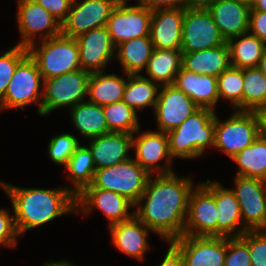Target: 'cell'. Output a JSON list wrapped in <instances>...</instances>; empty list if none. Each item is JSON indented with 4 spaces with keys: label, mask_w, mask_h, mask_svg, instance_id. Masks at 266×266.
Masks as SVG:
<instances>
[{
    "label": "cell",
    "mask_w": 266,
    "mask_h": 266,
    "mask_svg": "<svg viewBox=\"0 0 266 266\" xmlns=\"http://www.w3.org/2000/svg\"><path fill=\"white\" fill-rule=\"evenodd\" d=\"M251 10L266 12V0H250Z\"/></svg>",
    "instance_id": "681fc988"
},
{
    "label": "cell",
    "mask_w": 266,
    "mask_h": 266,
    "mask_svg": "<svg viewBox=\"0 0 266 266\" xmlns=\"http://www.w3.org/2000/svg\"><path fill=\"white\" fill-rule=\"evenodd\" d=\"M233 185L243 226L248 231H266V181L235 175Z\"/></svg>",
    "instance_id": "8fae6325"
},
{
    "label": "cell",
    "mask_w": 266,
    "mask_h": 266,
    "mask_svg": "<svg viewBox=\"0 0 266 266\" xmlns=\"http://www.w3.org/2000/svg\"><path fill=\"white\" fill-rule=\"evenodd\" d=\"M72 125L88 139L96 138L108 133V124L103 112V106L90 103L87 100L80 102L68 110Z\"/></svg>",
    "instance_id": "f1b7e54d"
},
{
    "label": "cell",
    "mask_w": 266,
    "mask_h": 266,
    "mask_svg": "<svg viewBox=\"0 0 266 266\" xmlns=\"http://www.w3.org/2000/svg\"><path fill=\"white\" fill-rule=\"evenodd\" d=\"M266 108V77L255 68L243 69L242 111L257 112Z\"/></svg>",
    "instance_id": "e575fe53"
},
{
    "label": "cell",
    "mask_w": 266,
    "mask_h": 266,
    "mask_svg": "<svg viewBox=\"0 0 266 266\" xmlns=\"http://www.w3.org/2000/svg\"><path fill=\"white\" fill-rule=\"evenodd\" d=\"M230 65L234 68H255L266 49V44L249 32L227 41Z\"/></svg>",
    "instance_id": "4dcf8cb0"
},
{
    "label": "cell",
    "mask_w": 266,
    "mask_h": 266,
    "mask_svg": "<svg viewBox=\"0 0 266 266\" xmlns=\"http://www.w3.org/2000/svg\"><path fill=\"white\" fill-rule=\"evenodd\" d=\"M185 8L152 11L150 37L156 49L181 50Z\"/></svg>",
    "instance_id": "603a6c76"
},
{
    "label": "cell",
    "mask_w": 266,
    "mask_h": 266,
    "mask_svg": "<svg viewBox=\"0 0 266 266\" xmlns=\"http://www.w3.org/2000/svg\"><path fill=\"white\" fill-rule=\"evenodd\" d=\"M108 228L111 233V243L117 250L137 261L145 259V254L150 249L147 237L153 231L135 215L128 220L112 224Z\"/></svg>",
    "instance_id": "44dd1931"
},
{
    "label": "cell",
    "mask_w": 266,
    "mask_h": 266,
    "mask_svg": "<svg viewBox=\"0 0 266 266\" xmlns=\"http://www.w3.org/2000/svg\"><path fill=\"white\" fill-rule=\"evenodd\" d=\"M34 43L28 48L43 80L81 69L79 48L75 38L63 34Z\"/></svg>",
    "instance_id": "277c9868"
},
{
    "label": "cell",
    "mask_w": 266,
    "mask_h": 266,
    "mask_svg": "<svg viewBox=\"0 0 266 266\" xmlns=\"http://www.w3.org/2000/svg\"><path fill=\"white\" fill-rule=\"evenodd\" d=\"M29 54L28 48L15 45L0 56V100L4 97L8 84L17 65Z\"/></svg>",
    "instance_id": "f35d334b"
},
{
    "label": "cell",
    "mask_w": 266,
    "mask_h": 266,
    "mask_svg": "<svg viewBox=\"0 0 266 266\" xmlns=\"http://www.w3.org/2000/svg\"><path fill=\"white\" fill-rule=\"evenodd\" d=\"M258 69L266 77V49L264 50L263 55L259 61Z\"/></svg>",
    "instance_id": "816d5d0a"
},
{
    "label": "cell",
    "mask_w": 266,
    "mask_h": 266,
    "mask_svg": "<svg viewBox=\"0 0 266 266\" xmlns=\"http://www.w3.org/2000/svg\"><path fill=\"white\" fill-rule=\"evenodd\" d=\"M240 238L248 245L252 266H266V231H246Z\"/></svg>",
    "instance_id": "ab89813d"
},
{
    "label": "cell",
    "mask_w": 266,
    "mask_h": 266,
    "mask_svg": "<svg viewBox=\"0 0 266 266\" xmlns=\"http://www.w3.org/2000/svg\"><path fill=\"white\" fill-rule=\"evenodd\" d=\"M16 19L21 34L17 45L22 47L61 34V23L35 0H17Z\"/></svg>",
    "instance_id": "30bf717a"
},
{
    "label": "cell",
    "mask_w": 266,
    "mask_h": 266,
    "mask_svg": "<svg viewBox=\"0 0 266 266\" xmlns=\"http://www.w3.org/2000/svg\"><path fill=\"white\" fill-rule=\"evenodd\" d=\"M81 69L89 72L105 71L115 59L116 46L106 26L94 28L77 36Z\"/></svg>",
    "instance_id": "d6986e66"
},
{
    "label": "cell",
    "mask_w": 266,
    "mask_h": 266,
    "mask_svg": "<svg viewBox=\"0 0 266 266\" xmlns=\"http://www.w3.org/2000/svg\"><path fill=\"white\" fill-rule=\"evenodd\" d=\"M218 95L228 100L236 111H242L243 69L229 67L217 77Z\"/></svg>",
    "instance_id": "8d00e7d4"
},
{
    "label": "cell",
    "mask_w": 266,
    "mask_h": 266,
    "mask_svg": "<svg viewBox=\"0 0 266 266\" xmlns=\"http://www.w3.org/2000/svg\"><path fill=\"white\" fill-rule=\"evenodd\" d=\"M136 4L150 11L185 8L184 0H136Z\"/></svg>",
    "instance_id": "f6af8a7d"
},
{
    "label": "cell",
    "mask_w": 266,
    "mask_h": 266,
    "mask_svg": "<svg viewBox=\"0 0 266 266\" xmlns=\"http://www.w3.org/2000/svg\"><path fill=\"white\" fill-rule=\"evenodd\" d=\"M248 32L266 44V12L259 10L250 11Z\"/></svg>",
    "instance_id": "ee69618b"
},
{
    "label": "cell",
    "mask_w": 266,
    "mask_h": 266,
    "mask_svg": "<svg viewBox=\"0 0 266 266\" xmlns=\"http://www.w3.org/2000/svg\"><path fill=\"white\" fill-rule=\"evenodd\" d=\"M215 114L211 109L199 108L181 125L167 132L172 159L199 158L206 149L214 147Z\"/></svg>",
    "instance_id": "3957f363"
},
{
    "label": "cell",
    "mask_w": 266,
    "mask_h": 266,
    "mask_svg": "<svg viewBox=\"0 0 266 266\" xmlns=\"http://www.w3.org/2000/svg\"><path fill=\"white\" fill-rule=\"evenodd\" d=\"M182 69V51L154 48L146 66V76L160 86L174 84Z\"/></svg>",
    "instance_id": "f546056e"
},
{
    "label": "cell",
    "mask_w": 266,
    "mask_h": 266,
    "mask_svg": "<svg viewBox=\"0 0 266 266\" xmlns=\"http://www.w3.org/2000/svg\"><path fill=\"white\" fill-rule=\"evenodd\" d=\"M44 80L36 61L28 54L18 65L4 97L0 100V111L36 104L41 116Z\"/></svg>",
    "instance_id": "8992f818"
},
{
    "label": "cell",
    "mask_w": 266,
    "mask_h": 266,
    "mask_svg": "<svg viewBox=\"0 0 266 266\" xmlns=\"http://www.w3.org/2000/svg\"><path fill=\"white\" fill-rule=\"evenodd\" d=\"M80 143L75 134L61 132L50 139L47 153L53 163L65 167Z\"/></svg>",
    "instance_id": "74e56055"
},
{
    "label": "cell",
    "mask_w": 266,
    "mask_h": 266,
    "mask_svg": "<svg viewBox=\"0 0 266 266\" xmlns=\"http://www.w3.org/2000/svg\"><path fill=\"white\" fill-rule=\"evenodd\" d=\"M133 134L110 132L89 139L96 170L120 164L131 158Z\"/></svg>",
    "instance_id": "7402d4cb"
},
{
    "label": "cell",
    "mask_w": 266,
    "mask_h": 266,
    "mask_svg": "<svg viewBox=\"0 0 266 266\" xmlns=\"http://www.w3.org/2000/svg\"><path fill=\"white\" fill-rule=\"evenodd\" d=\"M199 107L175 85L160 86L157 103L154 108L157 130L168 132L181 125Z\"/></svg>",
    "instance_id": "ac0fdd59"
},
{
    "label": "cell",
    "mask_w": 266,
    "mask_h": 266,
    "mask_svg": "<svg viewBox=\"0 0 266 266\" xmlns=\"http://www.w3.org/2000/svg\"><path fill=\"white\" fill-rule=\"evenodd\" d=\"M119 0H72L70 11L61 23V34L76 38L94 28L107 25Z\"/></svg>",
    "instance_id": "9a60e30c"
},
{
    "label": "cell",
    "mask_w": 266,
    "mask_h": 266,
    "mask_svg": "<svg viewBox=\"0 0 266 266\" xmlns=\"http://www.w3.org/2000/svg\"><path fill=\"white\" fill-rule=\"evenodd\" d=\"M103 112L108 124V133L134 134L141 127L138 113L123 100L103 106Z\"/></svg>",
    "instance_id": "d590c367"
},
{
    "label": "cell",
    "mask_w": 266,
    "mask_h": 266,
    "mask_svg": "<svg viewBox=\"0 0 266 266\" xmlns=\"http://www.w3.org/2000/svg\"><path fill=\"white\" fill-rule=\"evenodd\" d=\"M224 266H252L249 247L240 237L227 238Z\"/></svg>",
    "instance_id": "60d3db41"
},
{
    "label": "cell",
    "mask_w": 266,
    "mask_h": 266,
    "mask_svg": "<svg viewBox=\"0 0 266 266\" xmlns=\"http://www.w3.org/2000/svg\"><path fill=\"white\" fill-rule=\"evenodd\" d=\"M76 212L89 214L97 209L106 216L109 225L130 219L134 215V204L113 191L96 187H84L76 196ZM131 211V212H129Z\"/></svg>",
    "instance_id": "4fadbf2b"
},
{
    "label": "cell",
    "mask_w": 266,
    "mask_h": 266,
    "mask_svg": "<svg viewBox=\"0 0 266 266\" xmlns=\"http://www.w3.org/2000/svg\"><path fill=\"white\" fill-rule=\"evenodd\" d=\"M215 202L218 209L217 237H240L248 231L242 222L239 203L230 188L215 181Z\"/></svg>",
    "instance_id": "d4e9b609"
},
{
    "label": "cell",
    "mask_w": 266,
    "mask_h": 266,
    "mask_svg": "<svg viewBox=\"0 0 266 266\" xmlns=\"http://www.w3.org/2000/svg\"><path fill=\"white\" fill-rule=\"evenodd\" d=\"M196 186L189 197L183 235L217 237L215 182L207 179Z\"/></svg>",
    "instance_id": "9c48e42d"
},
{
    "label": "cell",
    "mask_w": 266,
    "mask_h": 266,
    "mask_svg": "<svg viewBox=\"0 0 266 266\" xmlns=\"http://www.w3.org/2000/svg\"><path fill=\"white\" fill-rule=\"evenodd\" d=\"M231 114L227 120H222L216 112L213 147L224 152L230 159L250 146L260 135V123L256 112L234 110Z\"/></svg>",
    "instance_id": "5b68a950"
},
{
    "label": "cell",
    "mask_w": 266,
    "mask_h": 266,
    "mask_svg": "<svg viewBox=\"0 0 266 266\" xmlns=\"http://www.w3.org/2000/svg\"><path fill=\"white\" fill-rule=\"evenodd\" d=\"M19 234L11 211L0 208V247L16 248Z\"/></svg>",
    "instance_id": "b9f144b4"
},
{
    "label": "cell",
    "mask_w": 266,
    "mask_h": 266,
    "mask_svg": "<svg viewBox=\"0 0 266 266\" xmlns=\"http://www.w3.org/2000/svg\"><path fill=\"white\" fill-rule=\"evenodd\" d=\"M119 76L105 71L91 73L88 80L87 101L105 106L123 100L127 74Z\"/></svg>",
    "instance_id": "4316f807"
},
{
    "label": "cell",
    "mask_w": 266,
    "mask_h": 266,
    "mask_svg": "<svg viewBox=\"0 0 266 266\" xmlns=\"http://www.w3.org/2000/svg\"><path fill=\"white\" fill-rule=\"evenodd\" d=\"M135 135L136 137H134ZM132 149L136 151L133 159L150 175L173 172V168H171L173 159L169 152V140L166 132L158 130L141 132L139 128L133 134ZM161 160H164L165 164L159 165Z\"/></svg>",
    "instance_id": "7c38bea8"
},
{
    "label": "cell",
    "mask_w": 266,
    "mask_h": 266,
    "mask_svg": "<svg viewBox=\"0 0 266 266\" xmlns=\"http://www.w3.org/2000/svg\"><path fill=\"white\" fill-rule=\"evenodd\" d=\"M219 28L207 9H185L182 27V52H195L224 45Z\"/></svg>",
    "instance_id": "2e32d148"
},
{
    "label": "cell",
    "mask_w": 266,
    "mask_h": 266,
    "mask_svg": "<svg viewBox=\"0 0 266 266\" xmlns=\"http://www.w3.org/2000/svg\"><path fill=\"white\" fill-rule=\"evenodd\" d=\"M218 0H184L185 9H208Z\"/></svg>",
    "instance_id": "7dc6e473"
},
{
    "label": "cell",
    "mask_w": 266,
    "mask_h": 266,
    "mask_svg": "<svg viewBox=\"0 0 266 266\" xmlns=\"http://www.w3.org/2000/svg\"><path fill=\"white\" fill-rule=\"evenodd\" d=\"M256 113L260 123V135L266 139V108L260 109Z\"/></svg>",
    "instance_id": "c3c4849f"
},
{
    "label": "cell",
    "mask_w": 266,
    "mask_h": 266,
    "mask_svg": "<svg viewBox=\"0 0 266 266\" xmlns=\"http://www.w3.org/2000/svg\"><path fill=\"white\" fill-rule=\"evenodd\" d=\"M90 74L78 69L44 80L41 116H47L59 108L71 109L86 101Z\"/></svg>",
    "instance_id": "ba28073f"
},
{
    "label": "cell",
    "mask_w": 266,
    "mask_h": 266,
    "mask_svg": "<svg viewBox=\"0 0 266 266\" xmlns=\"http://www.w3.org/2000/svg\"><path fill=\"white\" fill-rule=\"evenodd\" d=\"M70 190L76 196L85 186L90 185L96 171L91 151L84 144L76 149L65 166Z\"/></svg>",
    "instance_id": "836d02e7"
},
{
    "label": "cell",
    "mask_w": 266,
    "mask_h": 266,
    "mask_svg": "<svg viewBox=\"0 0 266 266\" xmlns=\"http://www.w3.org/2000/svg\"><path fill=\"white\" fill-rule=\"evenodd\" d=\"M173 85L188 95L199 108L216 112V105L220 102L217 77L198 75L182 67Z\"/></svg>",
    "instance_id": "cb8c5ba5"
},
{
    "label": "cell",
    "mask_w": 266,
    "mask_h": 266,
    "mask_svg": "<svg viewBox=\"0 0 266 266\" xmlns=\"http://www.w3.org/2000/svg\"><path fill=\"white\" fill-rule=\"evenodd\" d=\"M194 183L190 177L174 172L150 175L145 191L134 205V215L167 242L183 236Z\"/></svg>",
    "instance_id": "6da1fadb"
},
{
    "label": "cell",
    "mask_w": 266,
    "mask_h": 266,
    "mask_svg": "<svg viewBox=\"0 0 266 266\" xmlns=\"http://www.w3.org/2000/svg\"><path fill=\"white\" fill-rule=\"evenodd\" d=\"M167 244L169 249L159 266H185L181 253L170 242H167Z\"/></svg>",
    "instance_id": "bcb514c9"
},
{
    "label": "cell",
    "mask_w": 266,
    "mask_h": 266,
    "mask_svg": "<svg viewBox=\"0 0 266 266\" xmlns=\"http://www.w3.org/2000/svg\"><path fill=\"white\" fill-rule=\"evenodd\" d=\"M12 204L15 225L21 236L26 231L76 212L75 195L70 187L23 188L0 181Z\"/></svg>",
    "instance_id": "7a4b0ae2"
},
{
    "label": "cell",
    "mask_w": 266,
    "mask_h": 266,
    "mask_svg": "<svg viewBox=\"0 0 266 266\" xmlns=\"http://www.w3.org/2000/svg\"><path fill=\"white\" fill-rule=\"evenodd\" d=\"M207 10L226 42L248 32L250 0H218Z\"/></svg>",
    "instance_id": "ffe728a7"
},
{
    "label": "cell",
    "mask_w": 266,
    "mask_h": 266,
    "mask_svg": "<svg viewBox=\"0 0 266 266\" xmlns=\"http://www.w3.org/2000/svg\"><path fill=\"white\" fill-rule=\"evenodd\" d=\"M153 50L149 34L120 43L116 46L115 59L119 61L124 74H141L146 69Z\"/></svg>",
    "instance_id": "83f0119b"
},
{
    "label": "cell",
    "mask_w": 266,
    "mask_h": 266,
    "mask_svg": "<svg viewBox=\"0 0 266 266\" xmlns=\"http://www.w3.org/2000/svg\"><path fill=\"white\" fill-rule=\"evenodd\" d=\"M170 243L181 253L185 266H224L227 237L183 235Z\"/></svg>",
    "instance_id": "e0dca14e"
},
{
    "label": "cell",
    "mask_w": 266,
    "mask_h": 266,
    "mask_svg": "<svg viewBox=\"0 0 266 266\" xmlns=\"http://www.w3.org/2000/svg\"><path fill=\"white\" fill-rule=\"evenodd\" d=\"M41 266H76L74 263H71L70 261L63 259L58 261H48L43 263Z\"/></svg>",
    "instance_id": "f907efd6"
},
{
    "label": "cell",
    "mask_w": 266,
    "mask_h": 266,
    "mask_svg": "<svg viewBox=\"0 0 266 266\" xmlns=\"http://www.w3.org/2000/svg\"><path fill=\"white\" fill-rule=\"evenodd\" d=\"M160 85L142 74H127V83L123 94V101L136 112L152 106L153 111L157 103Z\"/></svg>",
    "instance_id": "1f68e13d"
},
{
    "label": "cell",
    "mask_w": 266,
    "mask_h": 266,
    "mask_svg": "<svg viewBox=\"0 0 266 266\" xmlns=\"http://www.w3.org/2000/svg\"><path fill=\"white\" fill-rule=\"evenodd\" d=\"M128 3V0L119 1L107 21L106 27L115 46L150 34L152 11Z\"/></svg>",
    "instance_id": "5bb4252c"
},
{
    "label": "cell",
    "mask_w": 266,
    "mask_h": 266,
    "mask_svg": "<svg viewBox=\"0 0 266 266\" xmlns=\"http://www.w3.org/2000/svg\"><path fill=\"white\" fill-rule=\"evenodd\" d=\"M227 42L224 45L195 52H182V67L198 75L218 77L230 67Z\"/></svg>",
    "instance_id": "484cf974"
},
{
    "label": "cell",
    "mask_w": 266,
    "mask_h": 266,
    "mask_svg": "<svg viewBox=\"0 0 266 266\" xmlns=\"http://www.w3.org/2000/svg\"><path fill=\"white\" fill-rule=\"evenodd\" d=\"M43 6L53 17L62 23L71 7L72 0H35Z\"/></svg>",
    "instance_id": "7bdbcfd3"
},
{
    "label": "cell",
    "mask_w": 266,
    "mask_h": 266,
    "mask_svg": "<svg viewBox=\"0 0 266 266\" xmlns=\"http://www.w3.org/2000/svg\"><path fill=\"white\" fill-rule=\"evenodd\" d=\"M231 159L238 165L236 175L266 181V139L261 135Z\"/></svg>",
    "instance_id": "d6a6232c"
},
{
    "label": "cell",
    "mask_w": 266,
    "mask_h": 266,
    "mask_svg": "<svg viewBox=\"0 0 266 266\" xmlns=\"http://www.w3.org/2000/svg\"><path fill=\"white\" fill-rule=\"evenodd\" d=\"M150 174L134 159L95 171L93 181L85 187L113 191L126 197L134 205L145 191Z\"/></svg>",
    "instance_id": "52a82bcc"
}]
</instances>
